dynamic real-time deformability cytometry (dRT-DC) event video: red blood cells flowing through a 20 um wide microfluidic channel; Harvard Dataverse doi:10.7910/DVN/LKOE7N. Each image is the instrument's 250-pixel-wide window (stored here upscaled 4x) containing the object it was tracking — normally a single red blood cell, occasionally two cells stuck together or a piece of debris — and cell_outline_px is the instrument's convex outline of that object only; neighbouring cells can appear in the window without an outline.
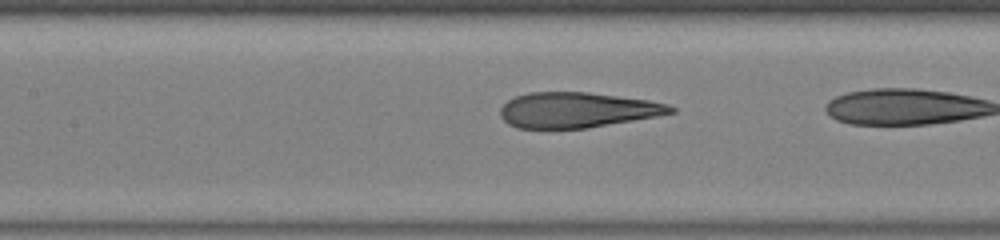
{"species": "human", "species_latin": "Homo sapiens", "temperature_condition": "warm", "stored_images_in_passage": 8, "camera_frame_rate_fps": 3000, "um_per_image_px": 0.085, "donor": {"sex": "male"}, "frame": {"image": 1, "passage_image": 5, "time_ms": 1.333, "image_size_px": [1000, 240], "cell_outline_px": [[676, 112], [656, 116], [588, 128], [516, 128], [508, 124], [500, 116], [500, 108], [508, 100], [516, 96], [528, 92], [588, 92], [648, 100], [668, 104], [676, 108]], "centroid_in_image_um": [49.04, 9.35], "position_along_channel_um": 158.4, "area_um2": 35.03}}